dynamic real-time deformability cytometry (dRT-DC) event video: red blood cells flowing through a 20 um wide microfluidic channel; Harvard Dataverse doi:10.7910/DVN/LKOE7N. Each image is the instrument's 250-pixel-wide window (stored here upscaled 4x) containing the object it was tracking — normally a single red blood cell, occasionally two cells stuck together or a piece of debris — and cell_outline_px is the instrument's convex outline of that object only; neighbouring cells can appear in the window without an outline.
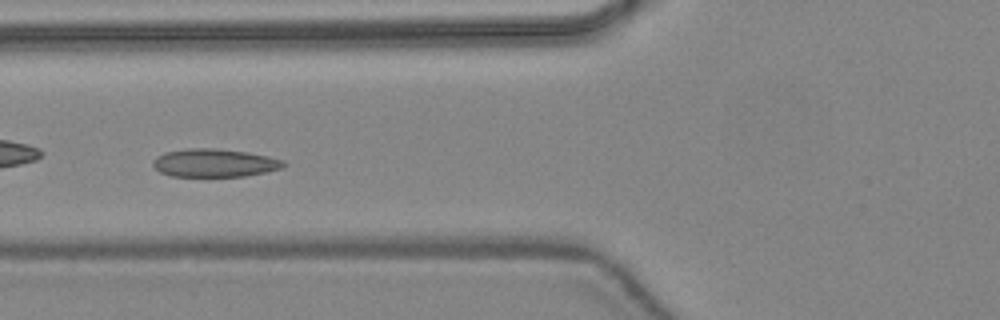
{"species": "common noctule bat (a hibernating species)", "species_latin": "Nyctalus noctula", "temperature_condition": "warm", "stored_images_in_passage": 48, "camera_frame_rate_fps": 3000, "um_per_image_px": 0.085, "animal": {"sex": "female", "body_mass_g": 24.6, "forearm_length_mm": 56.2}, "frame": {"image": 1, "passage_image": 21, "time_ms": 6.667, "image_size_px": [1000, 320], "cell_outline_px": [[288, 164], [284, 168], [244, 176], [172, 176], [160, 172], [152, 164], [152, 160], [156, 156], [164, 152], [188, 148], [212, 148], [248, 152], [268, 156], [284, 160]], "centroid_in_image_um": [18.24, 13.84], "position_along_channel_um": 107.6, "area_um2": 21.5}}
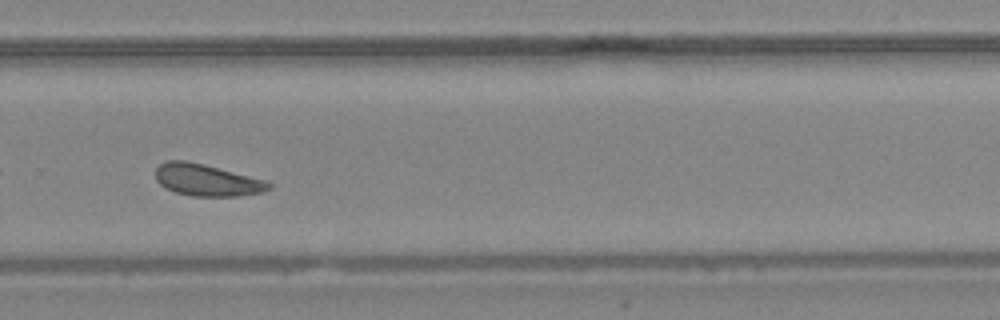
{"frame": {"image": 2, "passage_image": 35, "time_ms": 11.333, "image_size_px": [1000, 320], "cell_outline_px": [[272, 188], [260, 192], [240, 196], [192, 196], [176, 192], [164, 188], [156, 180], [156, 168], [160, 164], [168, 160], [184, 160], [204, 164], [268, 180], [272, 184]], "centroid_in_image_um": [17.6, 15.3], "position_along_channel_um": 312.2, "area_um2": 21.15}}